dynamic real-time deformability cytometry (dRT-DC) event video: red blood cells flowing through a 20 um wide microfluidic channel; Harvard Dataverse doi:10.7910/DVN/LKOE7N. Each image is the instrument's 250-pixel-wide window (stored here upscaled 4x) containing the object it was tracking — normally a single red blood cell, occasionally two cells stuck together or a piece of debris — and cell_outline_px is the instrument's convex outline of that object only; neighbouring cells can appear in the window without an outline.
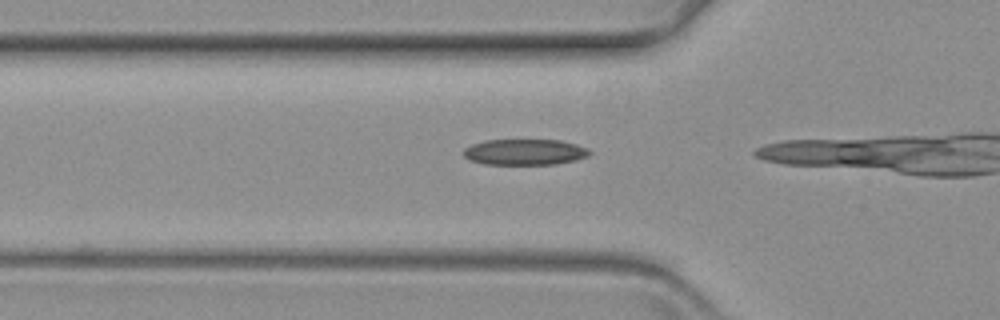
{"species": "common noctule bat (a hibernating species)", "species_latin": "Nyctalus noctula", "temperature_condition": "warm", "stored_images_in_passage": 20, "camera_frame_rate_fps": 3000, "um_per_image_px": 0.085, "animal": {"sex": "female", "body_mass_g": 19.3, "forearm_length_mm": 54.1}, "frame": {"image": 1, "passage_image": 16, "time_ms": 5.0, "image_size_px": [1000, 320], "cell_outline_px": [[592, 152], [588, 156], [576, 160], [556, 164], [484, 164], [468, 160], [464, 156], [464, 148], [472, 144], [484, 140], [560, 140], [576, 144], [588, 148]], "centroid_in_image_um": [44.61, 12.92], "position_along_channel_um": 81.2, "area_um2": 19.13}}
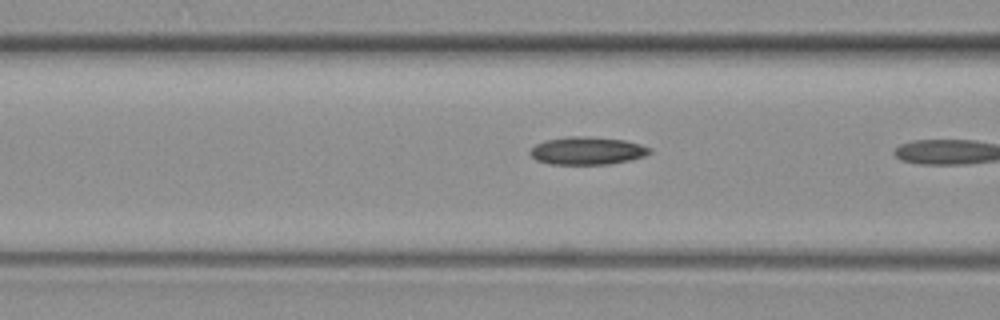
{"frame": {"image": 2, "passage_image": 19, "time_ms": 6.0, "image_size_px": [1000, 320], "cell_outline_px": [[652, 152], [644, 156], [628, 160], [608, 164], [548, 164], [536, 160], [528, 152], [536, 144], [544, 140], [564, 136], [584, 136], [624, 140], [640, 144], [652, 148]], "centroid_in_image_um": [49.88, 12.8], "position_along_channel_um": 116.7, "area_um2": 19.42}}